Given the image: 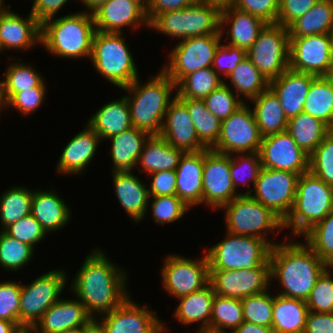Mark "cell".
<instances>
[{"label":"cell","mask_w":333,"mask_h":333,"mask_svg":"<svg viewBox=\"0 0 333 333\" xmlns=\"http://www.w3.org/2000/svg\"><path fill=\"white\" fill-rule=\"evenodd\" d=\"M319 0H280L277 23L288 27L293 21L303 16Z\"/></svg>","instance_id":"59"},{"label":"cell","mask_w":333,"mask_h":333,"mask_svg":"<svg viewBox=\"0 0 333 333\" xmlns=\"http://www.w3.org/2000/svg\"><path fill=\"white\" fill-rule=\"evenodd\" d=\"M149 135L142 130L132 127L127 131L114 135L108 140L111 142L109 155L113 162L114 171H134L136 169L144 142Z\"/></svg>","instance_id":"33"},{"label":"cell","mask_w":333,"mask_h":333,"mask_svg":"<svg viewBox=\"0 0 333 333\" xmlns=\"http://www.w3.org/2000/svg\"><path fill=\"white\" fill-rule=\"evenodd\" d=\"M84 333H104V329L95 319H93L84 327Z\"/></svg>","instance_id":"68"},{"label":"cell","mask_w":333,"mask_h":333,"mask_svg":"<svg viewBox=\"0 0 333 333\" xmlns=\"http://www.w3.org/2000/svg\"><path fill=\"white\" fill-rule=\"evenodd\" d=\"M232 333H273V330L271 327L244 321Z\"/></svg>","instance_id":"64"},{"label":"cell","mask_w":333,"mask_h":333,"mask_svg":"<svg viewBox=\"0 0 333 333\" xmlns=\"http://www.w3.org/2000/svg\"><path fill=\"white\" fill-rule=\"evenodd\" d=\"M269 262L271 281L277 280L281 286L275 293L304 301L328 267L305 242L293 239L274 245Z\"/></svg>","instance_id":"2"},{"label":"cell","mask_w":333,"mask_h":333,"mask_svg":"<svg viewBox=\"0 0 333 333\" xmlns=\"http://www.w3.org/2000/svg\"><path fill=\"white\" fill-rule=\"evenodd\" d=\"M86 7V12L92 13L101 4L105 3L107 0H79Z\"/></svg>","instance_id":"67"},{"label":"cell","mask_w":333,"mask_h":333,"mask_svg":"<svg viewBox=\"0 0 333 333\" xmlns=\"http://www.w3.org/2000/svg\"><path fill=\"white\" fill-rule=\"evenodd\" d=\"M223 79L212 67L197 70L185 76L176 85L175 96L178 99L203 100L223 84Z\"/></svg>","instance_id":"44"},{"label":"cell","mask_w":333,"mask_h":333,"mask_svg":"<svg viewBox=\"0 0 333 333\" xmlns=\"http://www.w3.org/2000/svg\"><path fill=\"white\" fill-rule=\"evenodd\" d=\"M1 52H5V49L3 48V45H2V43H1V41H0V53Z\"/></svg>","instance_id":"74"},{"label":"cell","mask_w":333,"mask_h":333,"mask_svg":"<svg viewBox=\"0 0 333 333\" xmlns=\"http://www.w3.org/2000/svg\"><path fill=\"white\" fill-rule=\"evenodd\" d=\"M224 239L203 248L209 270L256 269L260 265H270L272 246L263 239L225 233Z\"/></svg>","instance_id":"8"},{"label":"cell","mask_w":333,"mask_h":333,"mask_svg":"<svg viewBox=\"0 0 333 333\" xmlns=\"http://www.w3.org/2000/svg\"><path fill=\"white\" fill-rule=\"evenodd\" d=\"M19 330L16 324L0 319V333H17Z\"/></svg>","instance_id":"66"},{"label":"cell","mask_w":333,"mask_h":333,"mask_svg":"<svg viewBox=\"0 0 333 333\" xmlns=\"http://www.w3.org/2000/svg\"><path fill=\"white\" fill-rule=\"evenodd\" d=\"M61 198L59 192L34 189L31 204V215L40 223L46 234L59 231L69 224L71 207Z\"/></svg>","instance_id":"29"},{"label":"cell","mask_w":333,"mask_h":333,"mask_svg":"<svg viewBox=\"0 0 333 333\" xmlns=\"http://www.w3.org/2000/svg\"><path fill=\"white\" fill-rule=\"evenodd\" d=\"M205 4L218 8L220 11H223L228 8L234 7L235 0H199Z\"/></svg>","instance_id":"65"},{"label":"cell","mask_w":333,"mask_h":333,"mask_svg":"<svg viewBox=\"0 0 333 333\" xmlns=\"http://www.w3.org/2000/svg\"><path fill=\"white\" fill-rule=\"evenodd\" d=\"M287 132L310 155L329 132V127L321 120L302 112L288 119Z\"/></svg>","instance_id":"40"},{"label":"cell","mask_w":333,"mask_h":333,"mask_svg":"<svg viewBox=\"0 0 333 333\" xmlns=\"http://www.w3.org/2000/svg\"><path fill=\"white\" fill-rule=\"evenodd\" d=\"M157 311L147 304L133 301L130 295L122 304L95 320L103 327L104 333H164L169 331Z\"/></svg>","instance_id":"16"},{"label":"cell","mask_w":333,"mask_h":333,"mask_svg":"<svg viewBox=\"0 0 333 333\" xmlns=\"http://www.w3.org/2000/svg\"><path fill=\"white\" fill-rule=\"evenodd\" d=\"M262 136L252 108L246 102L221 121L220 134L212 150L223 154L258 152Z\"/></svg>","instance_id":"14"},{"label":"cell","mask_w":333,"mask_h":333,"mask_svg":"<svg viewBox=\"0 0 333 333\" xmlns=\"http://www.w3.org/2000/svg\"><path fill=\"white\" fill-rule=\"evenodd\" d=\"M209 284L218 296L242 300L271 288L270 265L250 270H209Z\"/></svg>","instance_id":"17"},{"label":"cell","mask_w":333,"mask_h":333,"mask_svg":"<svg viewBox=\"0 0 333 333\" xmlns=\"http://www.w3.org/2000/svg\"><path fill=\"white\" fill-rule=\"evenodd\" d=\"M266 24L257 16L232 7L221 11L220 33L224 42L228 41L227 45L247 51L257 40L259 32ZM223 34H226V39L223 38Z\"/></svg>","instance_id":"30"},{"label":"cell","mask_w":333,"mask_h":333,"mask_svg":"<svg viewBox=\"0 0 333 333\" xmlns=\"http://www.w3.org/2000/svg\"><path fill=\"white\" fill-rule=\"evenodd\" d=\"M99 136L101 141L127 131L133 127L126 96L122 95L102 105L86 122Z\"/></svg>","instance_id":"32"},{"label":"cell","mask_w":333,"mask_h":333,"mask_svg":"<svg viewBox=\"0 0 333 333\" xmlns=\"http://www.w3.org/2000/svg\"><path fill=\"white\" fill-rule=\"evenodd\" d=\"M262 169L260 157L258 152L254 153H235L230 155V174L232 183L235 190L238 192L239 185L242 184L245 193L250 194L258 179L259 173Z\"/></svg>","instance_id":"46"},{"label":"cell","mask_w":333,"mask_h":333,"mask_svg":"<svg viewBox=\"0 0 333 333\" xmlns=\"http://www.w3.org/2000/svg\"><path fill=\"white\" fill-rule=\"evenodd\" d=\"M280 0H235L234 7L259 17L267 24H276Z\"/></svg>","instance_id":"58"},{"label":"cell","mask_w":333,"mask_h":333,"mask_svg":"<svg viewBox=\"0 0 333 333\" xmlns=\"http://www.w3.org/2000/svg\"><path fill=\"white\" fill-rule=\"evenodd\" d=\"M204 150L186 152L176 168V196L190 209L203 204ZM193 207V208H192Z\"/></svg>","instance_id":"28"},{"label":"cell","mask_w":333,"mask_h":333,"mask_svg":"<svg viewBox=\"0 0 333 333\" xmlns=\"http://www.w3.org/2000/svg\"><path fill=\"white\" fill-rule=\"evenodd\" d=\"M332 210L333 187L308 171L298 178L295 202L283 229H290L293 237L301 238Z\"/></svg>","instance_id":"5"},{"label":"cell","mask_w":333,"mask_h":333,"mask_svg":"<svg viewBox=\"0 0 333 333\" xmlns=\"http://www.w3.org/2000/svg\"><path fill=\"white\" fill-rule=\"evenodd\" d=\"M6 110V108H5V103L2 101V100H0V117H1V113L3 112L2 110ZM1 121V120H0Z\"/></svg>","instance_id":"72"},{"label":"cell","mask_w":333,"mask_h":333,"mask_svg":"<svg viewBox=\"0 0 333 333\" xmlns=\"http://www.w3.org/2000/svg\"><path fill=\"white\" fill-rule=\"evenodd\" d=\"M21 295V282L7 280L0 282V319L19 324V301Z\"/></svg>","instance_id":"55"},{"label":"cell","mask_w":333,"mask_h":333,"mask_svg":"<svg viewBox=\"0 0 333 333\" xmlns=\"http://www.w3.org/2000/svg\"><path fill=\"white\" fill-rule=\"evenodd\" d=\"M177 42L161 67L175 85L190 73L212 67L216 49L223 41L221 34H209Z\"/></svg>","instance_id":"11"},{"label":"cell","mask_w":333,"mask_h":333,"mask_svg":"<svg viewBox=\"0 0 333 333\" xmlns=\"http://www.w3.org/2000/svg\"><path fill=\"white\" fill-rule=\"evenodd\" d=\"M93 317L77 298H61L50 306L32 328L34 333H59L87 326Z\"/></svg>","instance_id":"25"},{"label":"cell","mask_w":333,"mask_h":333,"mask_svg":"<svg viewBox=\"0 0 333 333\" xmlns=\"http://www.w3.org/2000/svg\"><path fill=\"white\" fill-rule=\"evenodd\" d=\"M206 108L220 121L227 119L231 114L242 107L245 102L226 84L220 85L203 99Z\"/></svg>","instance_id":"53"},{"label":"cell","mask_w":333,"mask_h":333,"mask_svg":"<svg viewBox=\"0 0 333 333\" xmlns=\"http://www.w3.org/2000/svg\"><path fill=\"white\" fill-rule=\"evenodd\" d=\"M150 182L148 186L149 197L176 195V171H160L148 174Z\"/></svg>","instance_id":"60"},{"label":"cell","mask_w":333,"mask_h":333,"mask_svg":"<svg viewBox=\"0 0 333 333\" xmlns=\"http://www.w3.org/2000/svg\"><path fill=\"white\" fill-rule=\"evenodd\" d=\"M30 13L42 25L50 19H54L69 0H32ZM78 1V0H77Z\"/></svg>","instance_id":"61"},{"label":"cell","mask_w":333,"mask_h":333,"mask_svg":"<svg viewBox=\"0 0 333 333\" xmlns=\"http://www.w3.org/2000/svg\"><path fill=\"white\" fill-rule=\"evenodd\" d=\"M304 333H333V313L309 311Z\"/></svg>","instance_id":"62"},{"label":"cell","mask_w":333,"mask_h":333,"mask_svg":"<svg viewBox=\"0 0 333 333\" xmlns=\"http://www.w3.org/2000/svg\"><path fill=\"white\" fill-rule=\"evenodd\" d=\"M160 136L184 153L207 149L197 136L187 107L176 96L169 103Z\"/></svg>","instance_id":"23"},{"label":"cell","mask_w":333,"mask_h":333,"mask_svg":"<svg viewBox=\"0 0 333 333\" xmlns=\"http://www.w3.org/2000/svg\"><path fill=\"white\" fill-rule=\"evenodd\" d=\"M123 36V33L96 30L90 57L96 73L120 90L139 77L138 65Z\"/></svg>","instance_id":"6"},{"label":"cell","mask_w":333,"mask_h":333,"mask_svg":"<svg viewBox=\"0 0 333 333\" xmlns=\"http://www.w3.org/2000/svg\"><path fill=\"white\" fill-rule=\"evenodd\" d=\"M66 272L56 268L35 277L30 284L21 283L19 324L24 329H32L45 311L62 298L69 280Z\"/></svg>","instance_id":"10"},{"label":"cell","mask_w":333,"mask_h":333,"mask_svg":"<svg viewBox=\"0 0 333 333\" xmlns=\"http://www.w3.org/2000/svg\"><path fill=\"white\" fill-rule=\"evenodd\" d=\"M92 15L100 32L123 33L126 27L134 31L140 27L149 29L146 11L132 0H107Z\"/></svg>","instance_id":"22"},{"label":"cell","mask_w":333,"mask_h":333,"mask_svg":"<svg viewBox=\"0 0 333 333\" xmlns=\"http://www.w3.org/2000/svg\"><path fill=\"white\" fill-rule=\"evenodd\" d=\"M329 131L333 134V123H332V125L329 127Z\"/></svg>","instance_id":"75"},{"label":"cell","mask_w":333,"mask_h":333,"mask_svg":"<svg viewBox=\"0 0 333 333\" xmlns=\"http://www.w3.org/2000/svg\"><path fill=\"white\" fill-rule=\"evenodd\" d=\"M69 140L56 163V173L70 176L81 175L94 160L102 141L87 123L81 132L76 133Z\"/></svg>","instance_id":"24"},{"label":"cell","mask_w":333,"mask_h":333,"mask_svg":"<svg viewBox=\"0 0 333 333\" xmlns=\"http://www.w3.org/2000/svg\"><path fill=\"white\" fill-rule=\"evenodd\" d=\"M221 11L199 0L184 9L157 15L150 23L149 29L157 31L170 39L221 34Z\"/></svg>","instance_id":"9"},{"label":"cell","mask_w":333,"mask_h":333,"mask_svg":"<svg viewBox=\"0 0 333 333\" xmlns=\"http://www.w3.org/2000/svg\"><path fill=\"white\" fill-rule=\"evenodd\" d=\"M133 172L114 171L111 174L118 203L131 220L140 223L147 215L149 193L147 184Z\"/></svg>","instance_id":"27"},{"label":"cell","mask_w":333,"mask_h":333,"mask_svg":"<svg viewBox=\"0 0 333 333\" xmlns=\"http://www.w3.org/2000/svg\"><path fill=\"white\" fill-rule=\"evenodd\" d=\"M330 77L333 79V69H332V72H331V75H330Z\"/></svg>","instance_id":"76"},{"label":"cell","mask_w":333,"mask_h":333,"mask_svg":"<svg viewBox=\"0 0 333 333\" xmlns=\"http://www.w3.org/2000/svg\"><path fill=\"white\" fill-rule=\"evenodd\" d=\"M227 78L229 83L225 79H223V83L231 88L239 98L241 96V100L245 103L269 88V81L248 57L241 61Z\"/></svg>","instance_id":"37"},{"label":"cell","mask_w":333,"mask_h":333,"mask_svg":"<svg viewBox=\"0 0 333 333\" xmlns=\"http://www.w3.org/2000/svg\"><path fill=\"white\" fill-rule=\"evenodd\" d=\"M333 267L328 266L318 277L306 300L308 310L317 313H333Z\"/></svg>","instance_id":"52"},{"label":"cell","mask_w":333,"mask_h":333,"mask_svg":"<svg viewBox=\"0 0 333 333\" xmlns=\"http://www.w3.org/2000/svg\"><path fill=\"white\" fill-rule=\"evenodd\" d=\"M132 1L141 6L146 12L148 11L151 4V0H132Z\"/></svg>","instance_id":"69"},{"label":"cell","mask_w":333,"mask_h":333,"mask_svg":"<svg viewBox=\"0 0 333 333\" xmlns=\"http://www.w3.org/2000/svg\"><path fill=\"white\" fill-rule=\"evenodd\" d=\"M181 254L165 256L161 270L162 287L175 299L199 291L209 284L206 254L192 259Z\"/></svg>","instance_id":"13"},{"label":"cell","mask_w":333,"mask_h":333,"mask_svg":"<svg viewBox=\"0 0 333 333\" xmlns=\"http://www.w3.org/2000/svg\"><path fill=\"white\" fill-rule=\"evenodd\" d=\"M303 112L308 113L330 127L333 123V79L317 76L312 80Z\"/></svg>","instance_id":"39"},{"label":"cell","mask_w":333,"mask_h":333,"mask_svg":"<svg viewBox=\"0 0 333 333\" xmlns=\"http://www.w3.org/2000/svg\"><path fill=\"white\" fill-rule=\"evenodd\" d=\"M290 38L288 29L279 24H266L246 56L263 76L271 81L289 68Z\"/></svg>","instance_id":"12"},{"label":"cell","mask_w":333,"mask_h":333,"mask_svg":"<svg viewBox=\"0 0 333 333\" xmlns=\"http://www.w3.org/2000/svg\"><path fill=\"white\" fill-rule=\"evenodd\" d=\"M0 100H1V83H0Z\"/></svg>","instance_id":"77"},{"label":"cell","mask_w":333,"mask_h":333,"mask_svg":"<svg viewBox=\"0 0 333 333\" xmlns=\"http://www.w3.org/2000/svg\"><path fill=\"white\" fill-rule=\"evenodd\" d=\"M299 176L290 171L262 167L250 195L284 222L295 202Z\"/></svg>","instance_id":"15"},{"label":"cell","mask_w":333,"mask_h":333,"mask_svg":"<svg viewBox=\"0 0 333 333\" xmlns=\"http://www.w3.org/2000/svg\"><path fill=\"white\" fill-rule=\"evenodd\" d=\"M315 77L288 68L278 78L269 81V88L278 97L288 119L303 112L309 88Z\"/></svg>","instance_id":"26"},{"label":"cell","mask_w":333,"mask_h":333,"mask_svg":"<svg viewBox=\"0 0 333 333\" xmlns=\"http://www.w3.org/2000/svg\"><path fill=\"white\" fill-rule=\"evenodd\" d=\"M140 81L138 77L121 88L126 92L132 125L149 136H160L169 103L176 95V85L162 69L147 82Z\"/></svg>","instance_id":"3"},{"label":"cell","mask_w":333,"mask_h":333,"mask_svg":"<svg viewBox=\"0 0 333 333\" xmlns=\"http://www.w3.org/2000/svg\"><path fill=\"white\" fill-rule=\"evenodd\" d=\"M148 207L150 208L147 209H151L150 215H152L153 222L160 226L179 221L190 210L176 195L149 197Z\"/></svg>","instance_id":"49"},{"label":"cell","mask_w":333,"mask_h":333,"mask_svg":"<svg viewBox=\"0 0 333 333\" xmlns=\"http://www.w3.org/2000/svg\"><path fill=\"white\" fill-rule=\"evenodd\" d=\"M221 209L225 213L226 232L257 237L266 240L272 247L279 243L267 235H277L282 231L283 221L250 194H240Z\"/></svg>","instance_id":"7"},{"label":"cell","mask_w":333,"mask_h":333,"mask_svg":"<svg viewBox=\"0 0 333 333\" xmlns=\"http://www.w3.org/2000/svg\"><path fill=\"white\" fill-rule=\"evenodd\" d=\"M127 273L113 263L106 251L95 247L85 256L68 289L95 319L117 308L131 295Z\"/></svg>","instance_id":"1"},{"label":"cell","mask_w":333,"mask_h":333,"mask_svg":"<svg viewBox=\"0 0 333 333\" xmlns=\"http://www.w3.org/2000/svg\"><path fill=\"white\" fill-rule=\"evenodd\" d=\"M183 153L161 136H149L144 142L136 168L140 174L144 171L146 175L176 170Z\"/></svg>","instance_id":"34"},{"label":"cell","mask_w":333,"mask_h":333,"mask_svg":"<svg viewBox=\"0 0 333 333\" xmlns=\"http://www.w3.org/2000/svg\"><path fill=\"white\" fill-rule=\"evenodd\" d=\"M18 61L8 63L6 70L3 72V79L1 83V100L5 103L14 93L23 90L31 89L32 87L39 86L44 77L39 73V70L33 68L28 63L21 62L23 59L20 57Z\"/></svg>","instance_id":"41"},{"label":"cell","mask_w":333,"mask_h":333,"mask_svg":"<svg viewBox=\"0 0 333 333\" xmlns=\"http://www.w3.org/2000/svg\"><path fill=\"white\" fill-rule=\"evenodd\" d=\"M3 231L18 241L32 246L34 249H36V244L44 241V238L46 239V236H48L40 223L31 214L6 227Z\"/></svg>","instance_id":"56"},{"label":"cell","mask_w":333,"mask_h":333,"mask_svg":"<svg viewBox=\"0 0 333 333\" xmlns=\"http://www.w3.org/2000/svg\"><path fill=\"white\" fill-rule=\"evenodd\" d=\"M59 333H84V327H79V328H75V329H71V330H64Z\"/></svg>","instance_id":"70"},{"label":"cell","mask_w":333,"mask_h":333,"mask_svg":"<svg viewBox=\"0 0 333 333\" xmlns=\"http://www.w3.org/2000/svg\"><path fill=\"white\" fill-rule=\"evenodd\" d=\"M95 32L92 13L81 10L57 16L41 25V46L57 58L90 60Z\"/></svg>","instance_id":"4"},{"label":"cell","mask_w":333,"mask_h":333,"mask_svg":"<svg viewBox=\"0 0 333 333\" xmlns=\"http://www.w3.org/2000/svg\"><path fill=\"white\" fill-rule=\"evenodd\" d=\"M257 126L262 137L287 131L288 118L285 116L278 97L268 88L250 100Z\"/></svg>","instance_id":"36"},{"label":"cell","mask_w":333,"mask_h":333,"mask_svg":"<svg viewBox=\"0 0 333 333\" xmlns=\"http://www.w3.org/2000/svg\"><path fill=\"white\" fill-rule=\"evenodd\" d=\"M246 57L245 50L221 42L216 49L212 68L220 77H227Z\"/></svg>","instance_id":"57"},{"label":"cell","mask_w":333,"mask_h":333,"mask_svg":"<svg viewBox=\"0 0 333 333\" xmlns=\"http://www.w3.org/2000/svg\"><path fill=\"white\" fill-rule=\"evenodd\" d=\"M306 301L273 295V333H304L307 315Z\"/></svg>","instance_id":"35"},{"label":"cell","mask_w":333,"mask_h":333,"mask_svg":"<svg viewBox=\"0 0 333 333\" xmlns=\"http://www.w3.org/2000/svg\"><path fill=\"white\" fill-rule=\"evenodd\" d=\"M333 28V0H319L288 27L289 38L328 34Z\"/></svg>","instance_id":"38"},{"label":"cell","mask_w":333,"mask_h":333,"mask_svg":"<svg viewBox=\"0 0 333 333\" xmlns=\"http://www.w3.org/2000/svg\"><path fill=\"white\" fill-rule=\"evenodd\" d=\"M45 80L37 87H32L31 89L23 90L21 92L14 93L6 102L5 108H13L23 116L32 115L41 105H43L46 97Z\"/></svg>","instance_id":"54"},{"label":"cell","mask_w":333,"mask_h":333,"mask_svg":"<svg viewBox=\"0 0 333 333\" xmlns=\"http://www.w3.org/2000/svg\"><path fill=\"white\" fill-rule=\"evenodd\" d=\"M243 322L244 314L240 299L214 295L210 333H232Z\"/></svg>","instance_id":"45"},{"label":"cell","mask_w":333,"mask_h":333,"mask_svg":"<svg viewBox=\"0 0 333 333\" xmlns=\"http://www.w3.org/2000/svg\"><path fill=\"white\" fill-rule=\"evenodd\" d=\"M244 321L272 327L273 317V291L271 289L241 300Z\"/></svg>","instance_id":"50"},{"label":"cell","mask_w":333,"mask_h":333,"mask_svg":"<svg viewBox=\"0 0 333 333\" xmlns=\"http://www.w3.org/2000/svg\"><path fill=\"white\" fill-rule=\"evenodd\" d=\"M289 68L316 77L330 76L333 54L329 33L290 38Z\"/></svg>","instance_id":"18"},{"label":"cell","mask_w":333,"mask_h":333,"mask_svg":"<svg viewBox=\"0 0 333 333\" xmlns=\"http://www.w3.org/2000/svg\"><path fill=\"white\" fill-rule=\"evenodd\" d=\"M309 171L333 187V134L330 131L309 155Z\"/></svg>","instance_id":"51"},{"label":"cell","mask_w":333,"mask_h":333,"mask_svg":"<svg viewBox=\"0 0 333 333\" xmlns=\"http://www.w3.org/2000/svg\"><path fill=\"white\" fill-rule=\"evenodd\" d=\"M203 204L212 210L221 208L238 197L230 174V155L204 149Z\"/></svg>","instance_id":"19"},{"label":"cell","mask_w":333,"mask_h":333,"mask_svg":"<svg viewBox=\"0 0 333 333\" xmlns=\"http://www.w3.org/2000/svg\"><path fill=\"white\" fill-rule=\"evenodd\" d=\"M215 293L208 284L199 291L193 292L176 299L179 303L174 309V318L179 324L190 326L196 324L195 333H210V319L212 314V302Z\"/></svg>","instance_id":"31"},{"label":"cell","mask_w":333,"mask_h":333,"mask_svg":"<svg viewBox=\"0 0 333 333\" xmlns=\"http://www.w3.org/2000/svg\"><path fill=\"white\" fill-rule=\"evenodd\" d=\"M258 153L264 168L285 170L299 175L309 171V155L287 131L263 137Z\"/></svg>","instance_id":"20"},{"label":"cell","mask_w":333,"mask_h":333,"mask_svg":"<svg viewBox=\"0 0 333 333\" xmlns=\"http://www.w3.org/2000/svg\"><path fill=\"white\" fill-rule=\"evenodd\" d=\"M186 107L195 127L200 142L212 149L218 140L221 121L213 115L205 106L203 100L179 99Z\"/></svg>","instance_id":"42"},{"label":"cell","mask_w":333,"mask_h":333,"mask_svg":"<svg viewBox=\"0 0 333 333\" xmlns=\"http://www.w3.org/2000/svg\"><path fill=\"white\" fill-rule=\"evenodd\" d=\"M4 4L0 5V41L5 51H28L41 45V24L32 14L25 18Z\"/></svg>","instance_id":"21"},{"label":"cell","mask_w":333,"mask_h":333,"mask_svg":"<svg viewBox=\"0 0 333 333\" xmlns=\"http://www.w3.org/2000/svg\"><path fill=\"white\" fill-rule=\"evenodd\" d=\"M32 196V189L16 185L0 194V231L31 214Z\"/></svg>","instance_id":"43"},{"label":"cell","mask_w":333,"mask_h":333,"mask_svg":"<svg viewBox=\"0 0 333 333\" xmlns=\"http://www.w3.org/2000/svg\"><path fill=\"white\" fill-rule=\"evenodd\" d=\"M35 251L32 246L0 231V267L6 271L16 273L25 268L33 260Z\"/></svg>","instance_id":"48"},{"label":"cell","mask_w":333,"mask_h":333,"mask_svg":"<svg viewBox=\"0 0 333 333\" xmlns=\"http://www.w3.org/2000/svg\"><path fill=\"white\" fill-rule=\"evenodd\" d=\"M198 0H151L146 12L149 23L159 14L184 9L195 4Z\"/></svg>","instance_id":"63"},{"label":"cell","mask_w":333,"mask_h":333,"mask_svg":"<svg viewBox=\"0 0 333 333\" xmlns=\"http://www.w3.org/2000/svg\"><path fill=\"white\" fill-rule=\"evenodd\" d=\"M17 333H34L32 329H20Z\"/></svg>","instance_id":"71"},{"label":"cell","mask_w":333,"mask_h":333,"mask_svg":"<svg viewBox=\"0 0 333 333\" xmlns=\"http://www.w3.org/2000/svg\"><path fill=\"white\" fill-rule=\"evenodd\" d=\"M302 237L327 266L333 267V210Z\"/></svg>","instance_id":"47"},{"label":"cell","mask_w":333,"mask_h":333,"mask_svg":"<svg viewBox=\"0 0 333 333\" xmlns=\"http://www.w3.org/2000/svg\"><path fill=\"white\" fill-rule=\"evenodd\" d=\"M330 38H331V46H332V54H333V28L329 32Z\"/></svg>","instance_id":"73"}]
</instances>
